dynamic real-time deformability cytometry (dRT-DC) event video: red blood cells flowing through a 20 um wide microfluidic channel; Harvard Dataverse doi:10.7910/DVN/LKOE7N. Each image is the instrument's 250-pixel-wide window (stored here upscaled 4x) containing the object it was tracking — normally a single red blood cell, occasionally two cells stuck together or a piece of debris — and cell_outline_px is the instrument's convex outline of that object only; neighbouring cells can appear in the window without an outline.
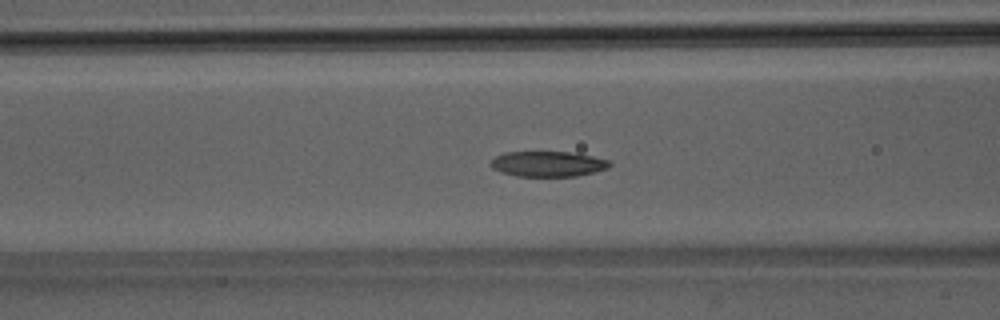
{"species": "Egyptian fruit bat (a non-hibernating species)", "species_latin": "Rousettus aegyptiacus", "temperature_condition": "room temperature", "stored_images_in_passage": 50, "camera_frame_rate_fps": 3000, "um_per_image_px": 0.085, "animal": {"sex": "male"}, "frame": {"image": 1, "passage_image": 20, "time_ms": 6.333, "image_size_px": [1000, 320], "cell_outline_px": [[612, 164], [608, 168], [596, 172], [576, 176], [516, 176], [500, 172], [492, 168], [488, 164], [496, 156], [504, 152], [568, 152], [592, 156], [608, 160]], "centroid_in_image_um": [46.55, 13.94], "position_along_channel_um": 120.0, "area_um2": 17.63}}
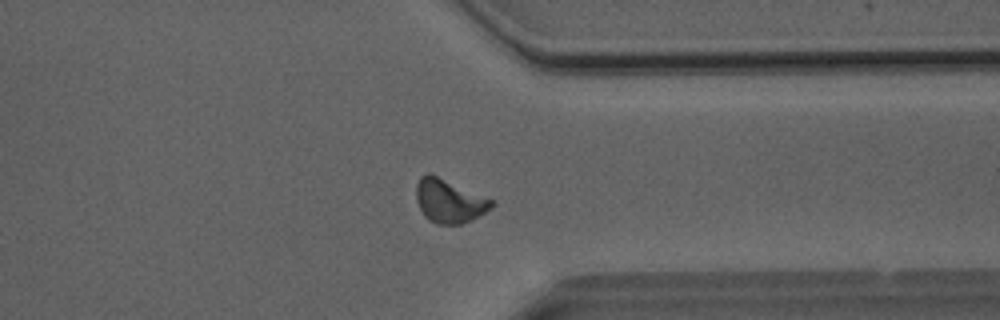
{"frame": {"image": 2, "passage_image": 39, "time_ms": 12.667, "image_size_px": [1000, 320], "cell_outline_px": [[496, 204], [492, 208], [472, 220], [460, 224], [436, 224], [428, 220], [424, 216], [416, 200], [416, 184], [420, 176], [428, 172], [432, 172], [492, 200]], "centroid_in_image_um": [38.16, 17.06], "position_along_channel_um": 373.2, "area_um2": 19.42}}
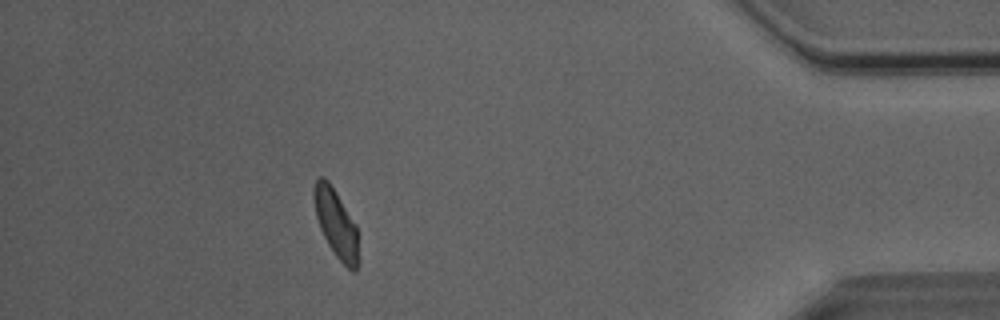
{"frame": {"image": 3, "passage_image": 45, "time_ms": 14.667, "image_size_px": [1000, 320], "cell_outline_px": [[356, 272], [352, 272], [336, 256], [328, 244], [320, 228], [316, 216], [312, 196], [312, 192], [316, 180], [320, 176], [324, 176], [328, 180], [336, 192], [356, 224]], "centroid_in_image_um": [28.51, 18.92], "position_along_channel_um": 406.7, "area_um2": 17.28}, "authors_computed_cell_mechanics": {"area_um2": 18.5249, "velocity_mm_per_s": 4.0324, "shape_relaxation_time_tau1_ms": 2.9817, "shape_relaxation_time_tau2_ms": 3.3527, "deformation_change_tau1": 0.1235, "deformation_change_tau2": 0.1008}}